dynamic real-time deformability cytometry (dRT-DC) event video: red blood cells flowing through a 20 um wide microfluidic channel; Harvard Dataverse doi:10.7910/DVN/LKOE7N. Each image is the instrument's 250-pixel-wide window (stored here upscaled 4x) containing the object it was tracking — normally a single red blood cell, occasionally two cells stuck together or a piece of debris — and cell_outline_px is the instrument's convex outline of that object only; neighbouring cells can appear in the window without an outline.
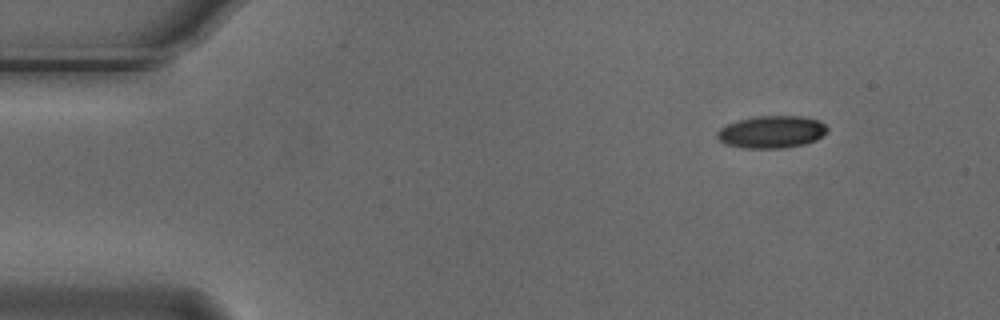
{"species": "Egyptian fruit bat (a non-hibernating species)", "species_latin": "Rousettus aegyptiacus", "temperature_condition": "cold", "stored_images_in_passage": 7, "camera_frame_rate_fps": 3000, "um_per_image_px": 0.085, "animal": {"sex": "male"}, "frame": {"image": 1, "passage_image": 1, "time_ms": 0.0, "image_size_px": [1000, 320], "cell_outline_px": [[828, 132], [816, 140], [804, 144], [784, 148], [744, 148], [724, 144], [716, 136], [716, 132], [720, 128], [728, 124], [740, 120], [756, 116], [800, 116], [816, 120], [824, 124], [828, 128]], "centroid_in_image_um": [65.58, 11.22], "position_along_channel_um": 19.4, "area_um2": 20.69}}
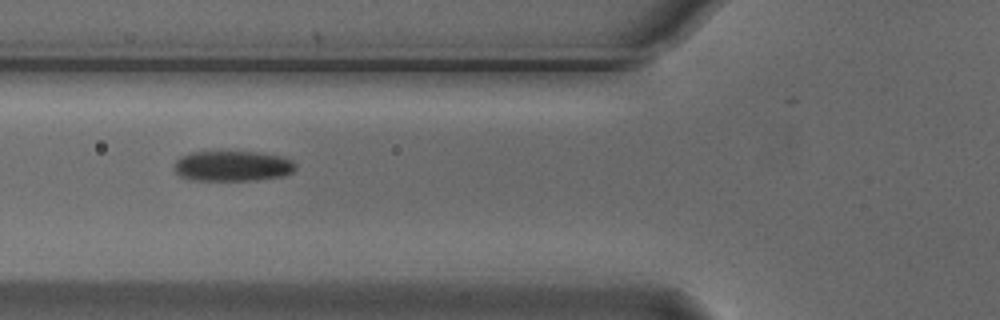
{"frame": {"image": 2, "passage_image": 5, "time_ms": 1.333, "image_size_px": [1000, 320], "cell_outline_px": [[296, 168], [292, 172], [284, 176], [256, 180], [192, 180], [180, 176], [176, 172], [176, 160], [180, 156], [188, 152], [256, 152], [280, 156], [292, 160], [296, 164]], "centroid_in_image_um": [19.78, 14.11], "position_along_channel_um": 106.0, "area_um2": 21.44}}
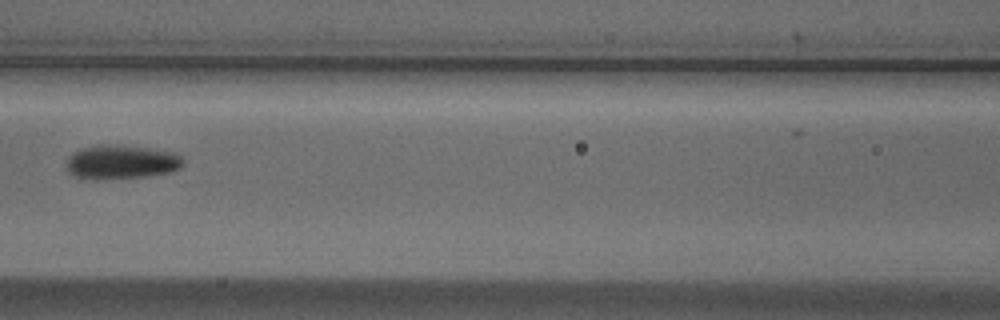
{"frame": {"image": 3, "passage_image": 6, "time_ms": 1.667, "image_size_px": [1000, 320], "cell_outline_px": [[184, 164], [180, 168], [172, 172], [148, 176], [96, 180], [84, 180], [72, 176], [68, 172], [68, 156], [72, 152], [80, 148], [96, 144], [116, 144], [148, 148], [176, 152], [184, 160]], "centroid_in_image_um": [10.28, 13.77], "position_along_channel_um": 156.3, "area_um2": 23.81}}